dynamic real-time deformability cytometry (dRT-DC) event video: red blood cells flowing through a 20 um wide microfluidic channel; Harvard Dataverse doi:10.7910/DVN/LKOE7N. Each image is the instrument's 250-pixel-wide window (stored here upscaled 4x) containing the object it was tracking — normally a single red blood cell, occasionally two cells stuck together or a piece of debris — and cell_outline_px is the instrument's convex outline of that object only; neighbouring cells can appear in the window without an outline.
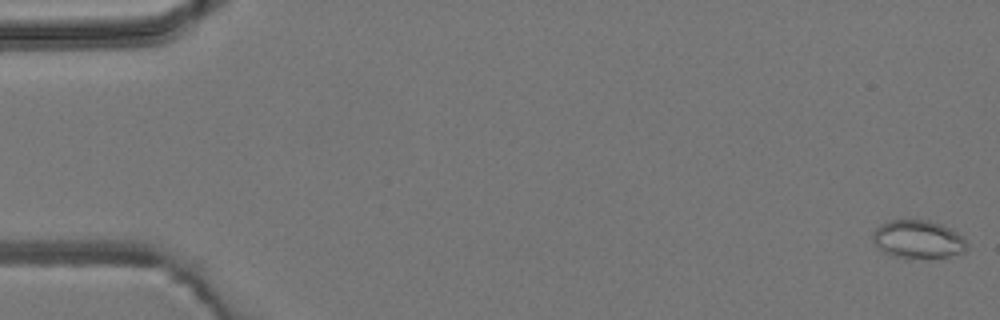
{"species": "common noctule bat (a hibernating species)", "species_latin": "Nyctalus noctula", "temperature_condition": "room temperature", "stored_images_in_passage": 6, "camera_frame_rate_fps": 3000, "um_per_image_px": 0.085, "animal": {"sex": "male", "body_mass_g": 19.2, "forearm_length_mm": 51.8}, "frame": {"image": 1, "passage_image": 1, "time_ms": 0.0, "image_size_px": [1000, 320], "cell_outline_px": [[968, 248], [964, 252], [948, 256], [908, 260], [884, 252], [876, 248], [872, 240], [872, 232], [880, 224], [888, 220], [928, 220], [940, 224], [956, 232], [968, 244]], "centroid_in_image_um": [77.98, 20.36], "position_along_channel_um": 7.0, "area_um2": 21.21}}
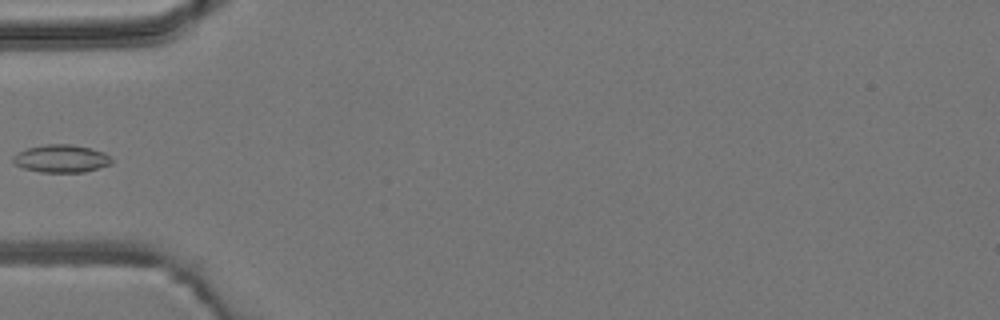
{"frame": {"image": 2, "passage_image": 6, "time_ms": 5.667, "image_size_px": [1000, 320], "cell_outline_px": [[112, 164], [84, 172], [40, 172], [24, 168], [16, 164], [12, 160], [12, 156], [28, 148], [44, 144], [72, 144], [104, 152], [112, 160]], "centroid_in_image_um": [5.21, 13.48], "position_along_channel_um": 79.8, "area_um2": 15.78}}